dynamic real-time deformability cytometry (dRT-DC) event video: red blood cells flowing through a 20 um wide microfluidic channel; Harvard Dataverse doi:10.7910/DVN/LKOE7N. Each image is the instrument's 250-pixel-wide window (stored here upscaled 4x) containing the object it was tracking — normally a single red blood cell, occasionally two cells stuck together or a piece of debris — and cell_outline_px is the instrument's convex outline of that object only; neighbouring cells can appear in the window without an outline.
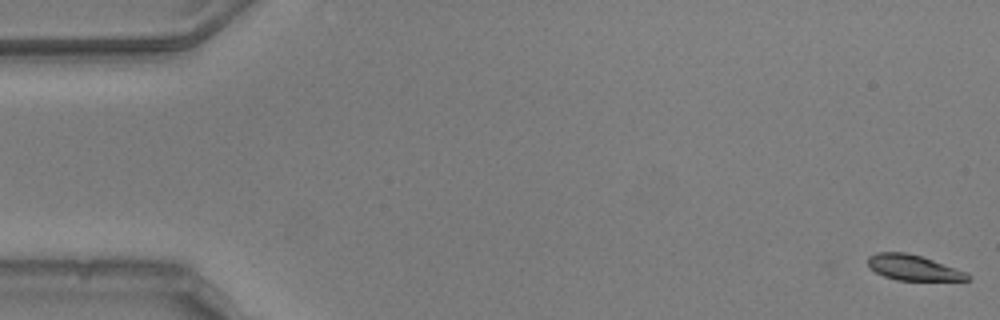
{"species": "common noctule bat (a hibernating species)", "species_latin": "Nyctalus noctula", "temperature_condition": "warm", "stored_images_in_passage": 17, "camera_frame_rate_fps": 3000, "um_per_image_px": 0.085, "animal": {"sex": "male", "body_mass_g": 20.5, "forearm_length_mm": 52.5}, "frame": {"image": 1, "passage_image": 1, "time_ms": 0.0, "image_size_px": [1000, 320], "cell_outline_px": [[972, 280], [896, 280], [884, 276], [868, 268], [868, 256], [876, 252], [908, 252], [968, 272], [972, 276]], "centroid_in_image_um": [77.63, 22.75], "position_along_channel_um": 7.4, "area_um2": 14.85}}
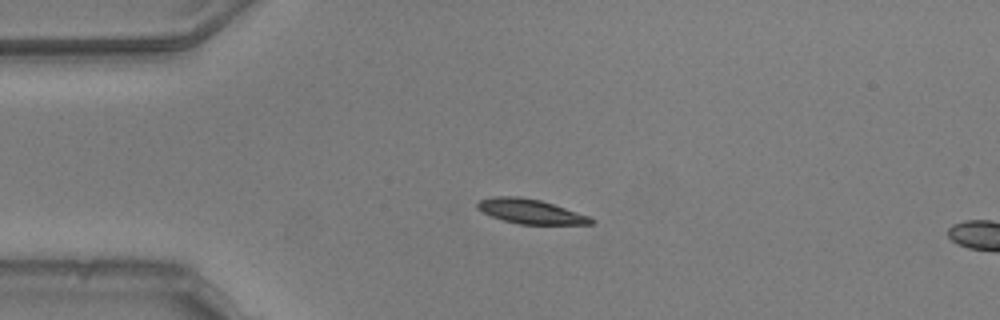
{"frame": {"image": 2, "passage_image": 13, "time_ms": 4.0, "image_size_px": [1000, 320], "cell_outline_px": [[596, 220], [592, 224], [520, 224], [504, 220], [492, 216], [476, 208], [476, 204], [480, 200], [492, 196], [520, 196], [540, 200], [588, 216]], "centroid_in_image_um": [45.06, 17.96], "position_along_channel_um": 39.9, "area_um2": 16.01}}